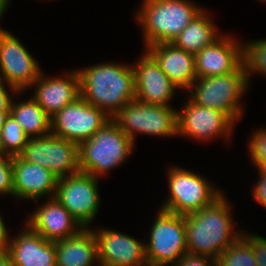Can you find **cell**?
<instances>
[{
  "label": "cell",
  "mask_w": 266,
  "mask_h": 266,
  "mask_svg": "<svg viewBox=\"0 0 266 266\" xmlns=\"http://www.w3.org/2000/svg\"><path fill=\"white\" fill-rule=\"evenodd\" d=\"M247 234L242 231V235L252 244L257 266H266V238L257 234Z\"/></svg>",
  "instance_id": "obj_30"
},
{
  "label": "cell",
  "mask_w": 266,
  "mask_h": 266,
  "mask_svg": "<svg viewBox=\"0 0 266 266\" xmlns=\"http://www.w3.org/2000/svg\"><path fill=\"white\" fill-rule=\"evenodd\" d=\"M99 178L84 172L58 179L54 198L82 228H88L100 207Z\"/></svg>",
  "instance_id": "obj_10"
},
{
  "label": "cell",
  "mask_w": 266,
  "mask_h": 266,
  "mask_svg": "<svg viewBox=\"0 0 266 266\" xmlns=\"http://www.w3.org/2000/svg\"><path fill=\"white\" fill-rule=\"evenodd\" d=\"M0 266H15L4 252L0 253Z\"/></svg>",
  "instance_id": "obj_35"
},
{
  "label": "cell",
  "mask_w": 266,
  "mask_h": 266,
  "mask_svg": "<svg viewBox=\"0 0 266 266\" xmlns=\"http://www.w3.org/2000/svg\"><path fill=\"white\" fill-rule=\"evenodd\" d=\"M4 223L5 222L3 221L2 216L0 214V253L4 252L7 240L8 238H10L8 236V232Z\"/></svg>",
  "instance_id": "obj_34"
},
{
  "label": "cell",
  "mask_w": 266,
  "mask_h": 266,
  "mask_svg": "<svg viewBox=\"0 0 266 266\" xmlns=\"http://www.w3.org/2000/svg\"><path fill=\"white\" fill-rule=\"evenodd\" d=\"M9 114L29 137H43L51 133V117L31 96L28 101H12Z\"/></svg>",
  "instance_id": "obj_24"
},
{
  "label": "cell",
  "mask_w": 266,
  "mask_h": 266,
  "mask_svg": "<svg viewBox=\"0 0 266 266\" xmlns=\"http://www.w3.org/2000/svg\"><path fill=\"white\" fill-rule=\"evenodd\" d=\"M1 154H3V152H2V149H1V146H0V155H1Z\"/></svg>",
  "instance_id": "obj_39"
},
{
  "label": "cell",
  "mask_w": 266,
  "mask_h": 266,
  "mask_svg": "<svg viewBox=\"0 0 266 266\" xmlns=\"http://www.w3.org/2000/svg\"><path fill=\"white\" fill-rule=\"evenodd\" d=\"M216 266H257L252 244L241 235L216 259Z\"/></svg>",
  "instance_id": "obj_26"
},
{
  "label": "cell",
  "mask_w": 266,
  "mask_h": 266,
  "mask_svg": "<svg viewBox=\"0 0 266 266\" xmlns=\"http://www.w3.org/2000/svg\"><path fill=\"white\" fill-rule=\"evenodd\" d=\"M242 62L249 77L254 72L266 75V40L249 41L242 44ZM251 73V74H250Z\"/></svg>",
  "instance_id": "obj_27"
},
{
  "label": "cell",
  "mask_w": 266,
  "mask_h": 266,
  "mask_svg": "<svg viewBox=\"0 0 266 266\" xmlns=\"http://www.w3.org/2000/svg\"><path fill=\"white\" fill-rule=\"evenodd\" d=\"M13 156L0 155V195H12L13 191Z\"/></svg>",
  "instance_id": "obj_29"
},
{
  "label": "cell",
  "mask_w": 266,
  "mask_h": 266,
  "mask_svg": "<svg viewBox=\"0 0 266 266\" xmlns=\"http://www.w3.org/2000/svg\"><path fill=\"white\" fill-rule=\"evenodd\" d=\"M167 174L170 192L162 210L188 215L211 205L223 194L206 178L184 168L172 166Z\"/></svg>",
  "instance_id": "obj_6"
},
{
  "label": "cell",
  "mask_w": 266,
  "mask_h": 266,
  "mask_svg": "<svg viewBox=\"0 0 266 266\" xmlns=\"http://www.w3.org/2000/svg\"><path fill=\"white\" fill-rule=\"evenodd\" d=\"M6 82L3 81L0 78V111H10L11 104H12V98L9 93H12L11 91H7L5 88Z\"/></svg>",
  "instance_id": "obj_33"
},
{
  "label": "cell",
  "mask_w": 266,
  "mask_h": 266,
  "mask_svg": "<svg viewBox=\"0 0 266 266\" xmlns=\"http://www.w3.org/2000/svg\"><path fill=\"white\" fill-rule=\"evenodd\" d=\"M31 86L36 87L33 99L50 117L80 97V77L77 70L66 73L65 78L49 79L42 72Z\"/></svg>",
  "instance_id": "obj_20"
},
{
  "label": "cell",
  "mask_w": 266,
  "mask_h": 266,
  "mask_svg": "<svg viewBox=\"0 0 266 266\" xmlns=\"http://www.w3.org/2000/svg\"><path fill=\"white\" fill-rule=\"evenodd\" d=\"M98 243V266H149L145 243L110 229H93Z\"/></svg>",
  "instance_id": "obj_14"
},
{
  "label": "cell",
  "mask_w": 266,
  "mask_h": 266,
  "mask_svg": "<svg viewBox=\"0 0 266 266\" xmlns=\"http://www.w3.org/2000/svg\"><path fill=\"white\" fill-rule=\"evenodd\" d=\"M145 244L149 266H174L187 251L185 215L160 209Z\"/></svg>",
  "instance_id": "obj_7"
},
{
  "label": "cell",
  "mask_w": 266,
  "mask_h": 266,
  "mask_svg": "<svg viewBox=\"0 0 266 266\" xmlns=\"http://www.w3.org/2000/svg\"><path fill=\"white\" fill-rule=\"evenodd\" d=\"M257 169L266 175V162H263Z\"/></svg>",
  "instance_id": "obj_38"
},
{
  "label": "cell",
  "mask_w": 266,
  "mask_h": 266,
  "mask_svg": "<svg viewBox=\"0 0 266 266\" xmlns=\"http://www.w3.org/2000/svg\"><path fill=\"white\" fill-rule=\"evenodd\" d=\"M248 84L242 64L233 73L197 78L188 89L189 99L198 106L226 113L236 123L244 113L240 98Z\"/></svg>",
  "instance_id": "obj_5"
},
{
  "label": "cell",
  "mask_w": 266,
  "mask_h": 266,
  "mask_svg": "<svg viewBox=\"0 0 266 266\" xmlns=\"http://www.w3.org/2000/svg\"><path fill=\"white\" fill-rule=\"evenodd\" d=\"M10 0H0V18L3 16L7 6L10 4ZM4 29L0 27V31H3Z\"/></svg>",
  "instance_id": "obj_36"
},
{
  "label": "cell",
  "mask_w": 266,
  "mask_h": 266,
  "mask_svg": "<svg viewBox=\"0 0 266 266\" xmlns=\"http://www.w3.org/2000/svg\"><path fill=\"white\" fill-rule=\"evenodd\" d=\"M12 168L15 198L33 201L45 195L55 196L59 178L49 169L27 162L20 156H13Z\"/></svg>",
  "instance_id": "obj_19"
},
{
  "label": "cell",
  "mask_w": 266,
  "mask_h": 266,
  "mask_svg": "<svg viewBox=\"0 0 266 266\" xmlns=\"http://www.w3.org/2000/svg\"><path fill=\"white\" fill-rule=\"evenodd\" d=\"M250 139L248 151L253 165L258 168L266 162V129L257 130Z\"/></svg>",
  "instance_id": "obj_28"
},
{
  "label": "cell",
  "mask_w": 266,
  "mask_h": 266,
  "mask_svg": "<svg viewBox=\"0 0 266 266\" xmlns=\"http://www.w3.org/2000/svg\"><path fill=\"white\" fill-rule=\"evenodd\" d=\"M8 115L9 111H0V131L2 130V127Z\"/></svg>",
  "instance_id": "obj_37"
},
{
  "label": "cell",
  "mask_w": 266,
  "mask_h": 266,
  "mask_svg": "<svg viewBox=\"0 0 266 266\" xmlns=\"http://www.w3.org/2000/svg\"><path fill=\"white\" fill-rule=\"evenodd\" d=\"M29 138L20 124L9 114L0 131V146L3 154L19 156Z\"/></svg>",
  "instance_id": "obj_25"
},
{
  "label": "cell",
  "mask_w": 266,
  "mask_h": 266,
  "mask_svg": "<svg viewBox=\"0 0 266 266\" xmlns=\"http://www.w3.org/2000/svg\"><path fill=\"white\" fill-rule=\"evenodd\" d=\"M134 144L111 118L90 139L78 145L80 172L102 177L130 156Z\"/></svg>",
  "instance_id": "obj_4"
},
{
  "label": "cell",
  "mask_w": 266,
  "mask_h": 266,
  "mask_svg": "<svg viewBox=\"0 0 266 266\" xmlns=\"http://www.w3.org/2000/svg\"><path fill=\"white\" fill-rule=\"evenodd\" d=\"M161 70L178 87L189 89L197 79L195 55L177 48L173 43H158L146 47Z\"/></svg>",
  "instance_id": "obj_21"
},
{
  "label": "cell",
  "mask_w": 266,
  "mask_h": 266,
  "mask_svg": "<svg viewBox=\"0 0 266 266\" xmlns=\"http://www.w3.org/2000/svg\"><path fill=\"white\" fill-rule=\"evenodd\" d=\"M110 119L103 110L80 96L51 117V134L79 145Z\"/></svg>",
  "instance_id": "obj_11"
},
{
  "label": "cell",
  "mask_w": 266,
  "mask_h": 266,
  "mask_svg": "<svg viewBox=\"0 0 266 266\" xmlns=\"http://www.w3.org/2000/svg\"><path fill=\"white\" fill-rule=\"evenodd\" d=\"M174 266H216V259L205 255L185 253Z\"/></svg>",
  "instance_id": "obj_31"
},
{
  "label": "cell",
  "mask_w": 266,
  "mask_h": 266,
  "mask_svg": "<svg viewBox=\"0 0 266 266\" xmlns=\"http://www.w3.org/2000/svg\"><path fill=\"white\" fill-rule=\"evenodd\" d=\"M19 156L49 169L57 178L80 172L78 144L51 133L43 137H30Z\"/></svg>",
  "instance_id": "obj_9"
},
{
  "label": "cell",
  "mask_w": 266,
  "mask_h": 266,
  "mask_svg": "<svg viewBox=\"0 0 266 266\" xmlns=\"http://www.w3.org/2000/svg\"><path fill=\"white\" fill-rule=\"evenodd\" d=\"M80 96L113 118L126 104L135 100L132 65L101 63L77 70Z\"/></svg>",
  "instance_id": "obj_1"
},
{
  "label": "cell",
  "mask_w": 266,
  "mask_h": 266,
  "mask_svg": "<svg viewBox=\"0 0 266 266\" xmlns=\"http://www.w3.org/2000/svg\"><path fill=\"white\" fill-rule=\"evenodd\" d=\"M112 119L134 143L136 133L161 137L177 135V111L171 106L150 105L134 100Z\"/></svg>",
  "instance_id": "obj_8"
},
{
  "label": "cell",
  "mask_w": 266,
  "mask_h": 266,
  "mask_svg": "<svg viewBox=\"0 0 266 266\" xmlns=\"http://www.w3.org/2000/svg\"><path fill=\"white\" fill-rule=\"evenodd\" d=\"M49 200V201H48ZM25 222L34 232L56 242L76 235L83 228L56 198H48Z\"/></svg>",
  "instance_id": "obj_17"
},
{
  "label": "cell",
  "mask_w": 266,
  "mask_h": 266,
  "mask_svg": "<svg viewBox=\"0 0 266 266\" xmlns=\"http://www.w3.org/2000/svg\"><path fill=\"white\" fill-rule=\"evenodd\" d=\"M260 177L258 183L255 184L253 189V197L258 201L263 207L266 208V175L259 171Z\"/></svg>",
  "instance_id": "obj_32"
},
{
  "label": "cell",
  "mask_w": 266,
  "mask_h": 266,
  "mask_svg": "<svg viewBox=\"0 0 266 266\" xmlns=\"http://www.w3.org/2000/svg\"><path fill=\"white\" fill-rule=\"evenodd\" d=\"M4 253L15 266H56L55 243L34 232L27 224L23 232L7 240Z\"/></svg>",
  "instance_id": "obj_18"
},
{
  "label": "cell",
  "mask_w": 266,
  "mask_h": 266,
  "mask_svg": "<svg viewBox=\"0 0 266 266\" xmlns=\"http://www.w3.org/2000/svg\"><path fill=\"white\" fill-rule=\"evenodd\" d=\"M212 21L211 16L209 17L207 11L203 9L172 43L177 48L195 55L221 36L218 35L217 27Z\"/></svg>",
  "instance_id": "obj_23"
},
{
  "label": "cell",
  "mask_w": 266,
  "mask_h": 266,
  "mask_svg": "<svg viewBox=\"0 0 266 266\" xmlns=\"http://www.w3.org/2000/svg\"><path fill=\"white\" fill-rule=\"evenodd\" d=\"M56 266H92L98 262V243L93 230L83 228L76 235L56 241Z\"/></svg>",
  "instance_id": "obj_22"
},
{
  "label": "cell",
  "mask_w": 266,
  "mask_h": 266,
  "mask_svg": "<svg viewBox=\"0 0 266 266\" xmlns=\"http://www.w3.org/2000/svg\"><path fill=\"white\" fill-rule=\"evenodd\" d=\"M242 61V43L229 35H221L195 54L197 78L233 73L243 64Z\"/></svg>",
  "instance_id": "obj_16"
},
{
  "label": "cell",
  "mask_w": 266,
  "mask_h": 266,
  "mask_svg": "<svg viewBox=\"0 0 266 266\" xmlns=\"http://www.w3.org/2000/svg\"><path fill=\"white\" fill-rule=\"evenodd\" d=\"M182 111H177V135L199 140L224 136L231 139L235 122L224 112L196 105L190 99Z\"/></svg>",
  "instance_id": "obj_13"
},
{
  "label": "cell",
  "mask_w": 266,
  "mask_h": 266,
  "mask_svg": "<svg viewBox=\"0 0 266 266\" xmlns=\"http://www.w3.org/2000/svg\"><path fill=\"white\" fill-rule=\"evenodd\" d=\"M202 10L190 0H143L136 19L142 27L145 48L172 43Z\"/></svg>",
  "instance_id": "obj_3"
},
{
  "label": "cell",
  "mask_w": 266,
  "mask_h": 266,
  "mask_svg": "<svg viewBox=\"0 0 266 266\" xmlns=\"http://www.w3.org/2000/svg\"><path fill=\"white\" fill-rule=\"evenodd\" d=\"M0 78L13 94L17 95L31 88V85L42 73L39 63L28 52L25 46L10 32L0 31Z\"/></svg>",
  "instance_id": "obj_12"
},
{
  "label": "cell",
  "mask_w": 266,
  "mask_h": 266,
  "mask_svg": "<svg viewBox=\"0 0 266 266\" xmlns=\"http://www.w3.org/2000/svg\"><path fill=\"white\" fill-rule=\"evenodd\" d=\"M135 100L157 106H170L169 101L178 88L146 51L133 65Z\"/></svg>",
  "instance_id": "obj_15"
},
{
  "label": "cell",
  "mask_w": 266,
  "mask_h": 266,
  "mask_svg": "<svg viewBox=\"0 0 266 266\" xmlns=\"http://www.w3.org/2000/svg\"><path fill=\"white\" fill-rule=\"evenodd\" d=\"M222 194L211 205L185 215L187 251L217 259L242 231L233 230L230 206Z\"/></svg>",
  "instance_id": "obj_2"
}]
</instances>
